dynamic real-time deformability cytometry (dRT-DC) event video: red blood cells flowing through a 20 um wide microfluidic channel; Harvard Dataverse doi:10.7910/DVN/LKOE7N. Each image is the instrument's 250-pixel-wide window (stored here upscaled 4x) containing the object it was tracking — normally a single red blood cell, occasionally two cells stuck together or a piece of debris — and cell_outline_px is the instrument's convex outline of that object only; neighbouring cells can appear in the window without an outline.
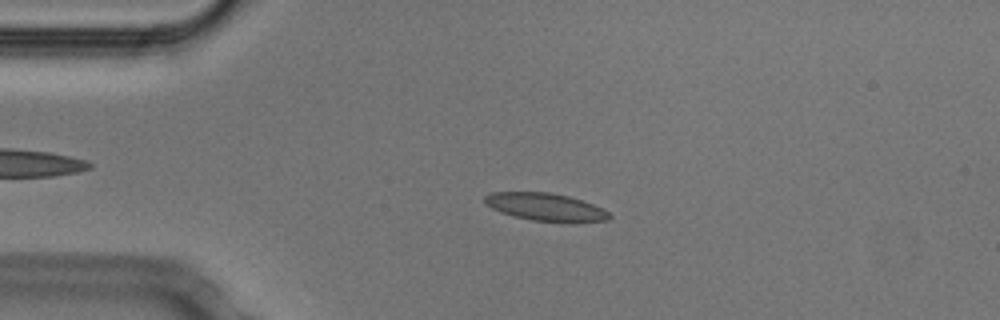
{"species": "Egyptian fruit bat (a non-hibernating species)", "species_latin": "Rousettus aegyptiacus", "temperature_condition": "cold", "stored_images_in_passage": 52, "camera_frame_rate_fps": 3000, "um_per_image_px": 0.085, "animal": {"sex": "male"}, "frame": {"image": 1, "passage_image": 11, "time_ms": 3.333, "image_size_px": [1000, 320], "cell_outline_px": [[612, 216], [608, 220], [532, 220], [512, 216], [500, 212], [484, 204], [484, 196], [492, 192], [548, 192], [568, 196], [592, 204], [608, 212]], "centroid_in_image_um": [46.25, 17.56], "position_along_channel_um": 38.7, "area_um2": 19.36}}
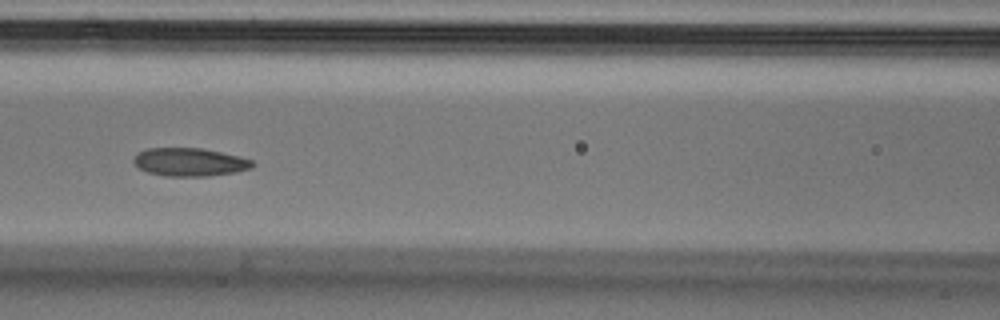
{"frame": {"image": 2, "passage_image": 22, "time_ms": 7.0, "image_size_px": [1000, 320], "cell_outline_px": [[256, 164], [252, 168], [236, 172], [208, 176], [164, 176], [148, 172], [140, 168], [132, 160], [140, 152], [148, 148], [200, 148], [240, 156], [252, 160]], "centroid_in_image_um": [16.17, 13.78], "position_along_channel_um": 150.4, "area_um2": 19.42}}
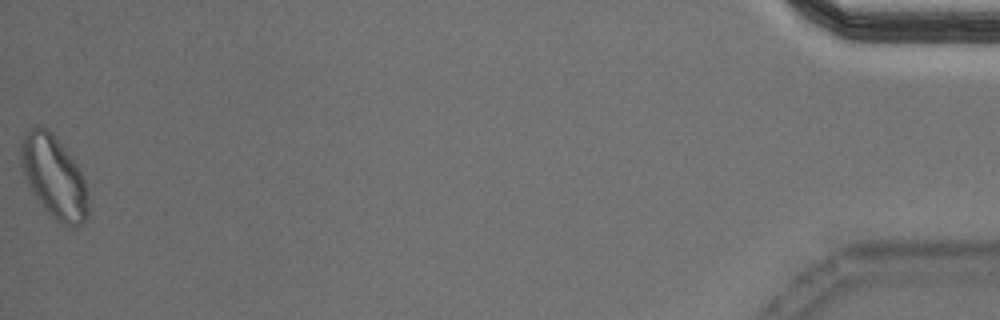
{"frame": {"image": 3, "passage_image": 52, "time_ms": 17.0, "image_size_px": [1000, 320], "cell_outline_px": [[88, 216], [84, 224], [72, 228], [56, 220], [44, 208], [28, 184], [20, 160], [20, 144], [24, 136], [36, 124], [40, 124], [48, 128], [52, 132], [76, 164], [84, 180], [88, 192]], "centroid_in_image_um": [4.61, 15.04], "position_along_channel_um": 430.6, "area_um2": 32.08}, "authors_computed_cell_mechanics": {"area_um2": 20.0277, "velocity_mm_per_s": 3.774, "shape_relaxation_time_tau1_ms": 9.0311, "shape_relaxation_time_tau2_ms": 2.696, "deformation_change_tau1": 0.1617, "deformation_change_tau2": 0.0818}}